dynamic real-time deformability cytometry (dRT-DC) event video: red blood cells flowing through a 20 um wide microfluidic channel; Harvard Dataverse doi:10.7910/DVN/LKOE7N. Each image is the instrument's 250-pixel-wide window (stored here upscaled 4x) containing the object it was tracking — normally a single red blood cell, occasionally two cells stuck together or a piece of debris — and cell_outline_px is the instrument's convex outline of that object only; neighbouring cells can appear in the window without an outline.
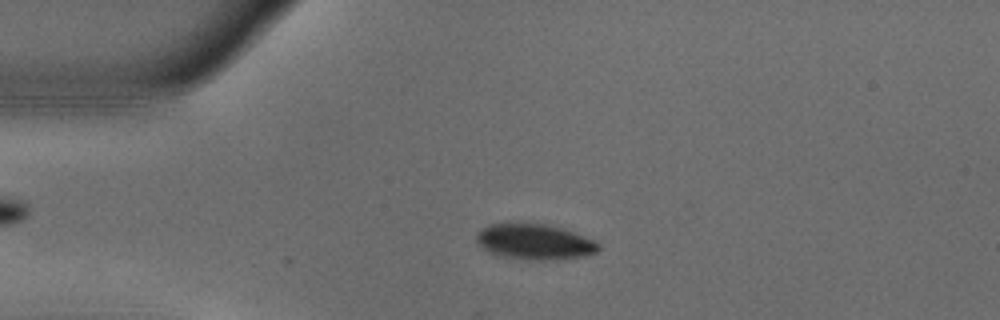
{"species": "common noctule bat (a hibernating species)", "species_latin": "Nyctalus noctula", "temperature_condition": "warm", "stored_images_in_passage": 43, "camera_frame_rate_fps": 3000, "um_per_image_px": 0.085, "animal": {"sex": "male", "body_mass_g": 18.8}, "frame": {"image": 1, "passage_image": 1, "time_ms": 0.0, "image_size_px": [1000, 320], "cell_outline_px": [[600, 248], [596, 252], [584, 256], [556, 260], [532, 260], [496, 256], [488, 252], [476, 240], [476, 236], [488, 224], [544, 224], [560, 228], [584, 236], [600, 244]], "centroid_in_image_um": [45.45, 20.58], "position_along_channel_um": 39.6, "area_um2": 24.97}}
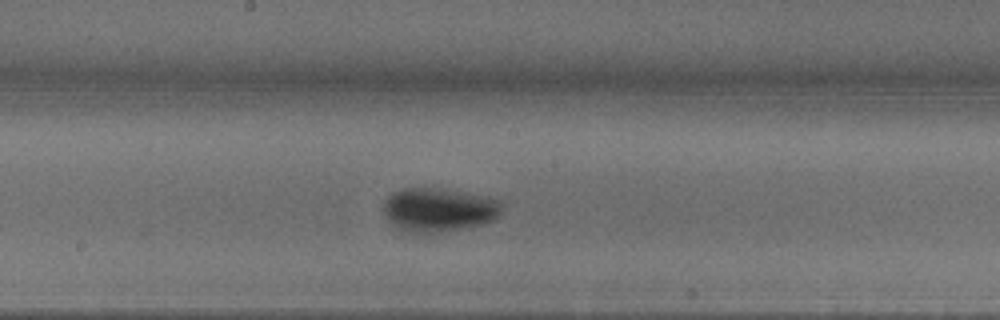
{"frame": {"image": 2, "passage_image": 17, "time_ms": 5.333, "image_size_px": [1000, 320], "cell_outline_px": [[500, 212], [496, 220], [480, 224], [440, 232], [408, 232], [400, 228], [388, 220], [384, 212], [384, 200], [392, 192], [400, 188], [448, 188], [488, 196], [500, 200]], "centroid_in_image_um": [37.3, 17.79], "position_along_channel_um": 210.9, "area_um2": 30.23}}
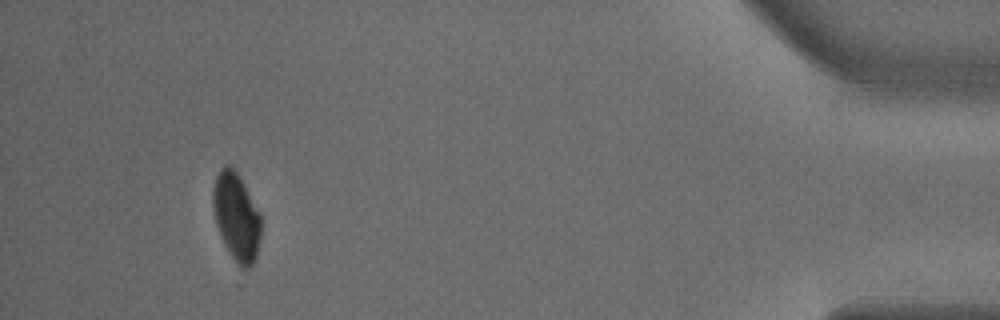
{"frame": {"image": 3, "passage_image": 39, "time_ms": 12.667, "image_size_px": [1000, 320], "cell_outline_px": [[260, 236], [256, 256], [252, 264], [248, 268], [240, 268], [224, 244], [220, 236], [216, 224], [212, 204], [212, 192], [216, 176], [220, 168], [224, 164], [228, 164], [236, 172], [244, 184], [260, 212]], "centroid_in_image_um": [20.07, 18.41], "position_along_channel_um": 415.1, "area_um2": 24.45}, "authors_computed_cell_mechanics": {"area_um2": 28.5532, "velocity_mm_per_s": 3.6929, "shape_relaxation_time_tau1_ms": 3.0889, "shape_relaxation_time_tau2_ms": null, "deformation_change_tau1": 0.1349, "deformation_change_tau2": null}}